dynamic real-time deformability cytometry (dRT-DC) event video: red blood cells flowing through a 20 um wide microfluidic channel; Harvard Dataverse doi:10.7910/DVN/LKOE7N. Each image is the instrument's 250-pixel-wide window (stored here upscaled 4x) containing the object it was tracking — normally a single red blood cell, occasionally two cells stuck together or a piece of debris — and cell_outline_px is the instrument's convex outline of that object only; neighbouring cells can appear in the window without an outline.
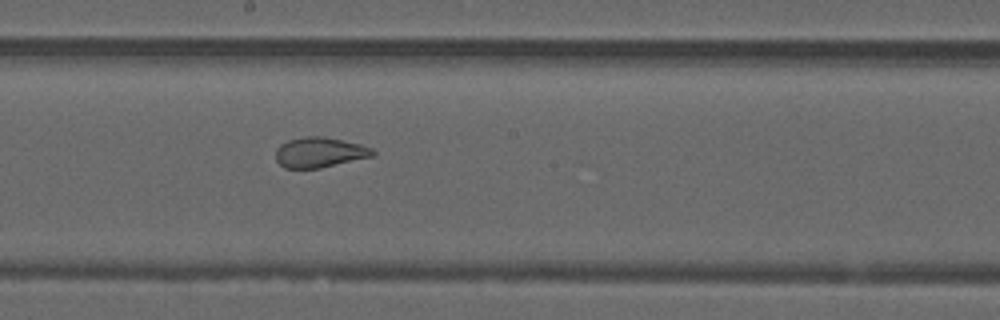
{"species": "common noctule bat (a hibernating species)", "species_latin": "Nyctalus noctula", "temperature_condition": "warm", "stored_images_in_passage": 51, "camera_frame_rate_fps": 3000, "um_per_image_px": 0.085, "animal": {"sex": "male", "forearm_length_mm": 52.5}, "frame": {"image": 1, "passage_image": 28, "time_ms": 9.0, "image_size_px": [1000, 320], "cell_outline_px": [[376, 152], [372, 156], [320, 168], [284, 168], [276, 160], [276, 148], [280, 144], [288, 140], [308, 136], [324, 136], [360, 144], [372, 148]], "centroid_in_image_um": [27.15, 12.95], "position_along_channel_um": 221.1, "area_um2": 16.99}}
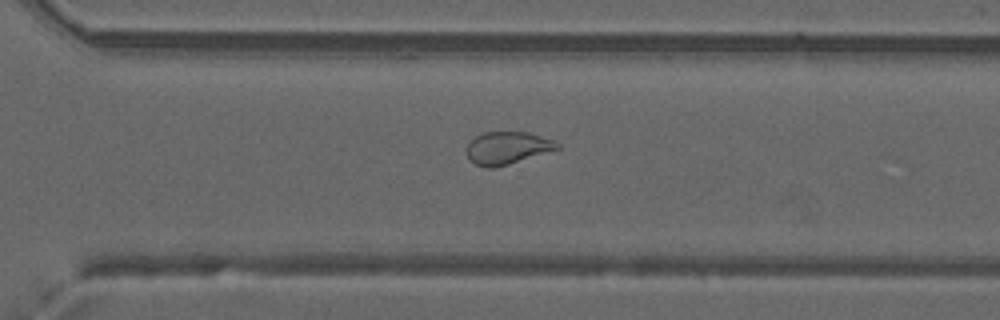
{"frame": {"image": 2, "passage_image": 36, "time_ms": 11.667, "image_size_px": [1000, 320], "cell_outline_px": [[560, 148], [508, 164], [492, 168], [484, 168], [468, 160], [468, 144], [476, 136], [484, 132], [528, 132], [552, 140], [560, 144]], "centroid_in_image_um": [43.1, 12.58], "position_along_channel_um": 327.5, "area_um2": 16.88}}
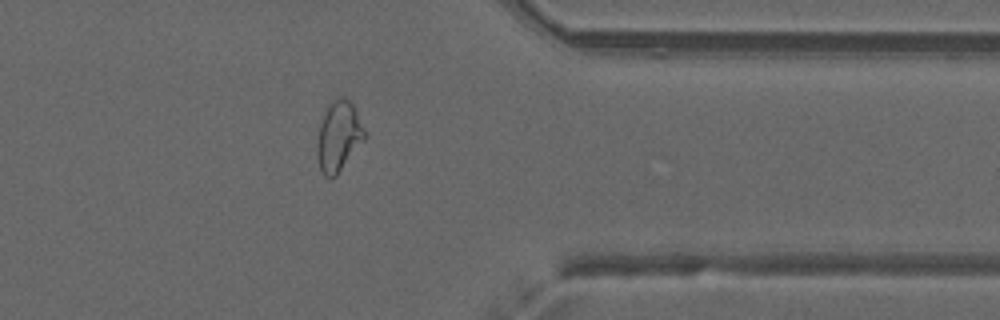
{"frame": {"image": 3, "passage_image": 41, "time_ms": 13.333, "image_size_px": [1000, 320], "cell_outline_px": [[364, 140], [336, 176], [324, 176], [320, 168], [316, 152], [316, 144], [320, 124], [324, 112], [328, 104], [336, 96], [344, 96], [352, 104], [364, 128]], "centroid_in_image_um": [28.75, 11.56], "position_along_channel_um": 382.6, "area_um2": 19.25}, "authors_computed_cell_mechanics": {"area_um2": 21.7906, "velocity_mm_per_s": 4.0051, "shape_relaxation_time_tau1_ms": null, "shape_relaxation_time_tau2_ms": 1.1505, "deformation_change_tau1": null, "deformation_change_tau2": 0.0798}}